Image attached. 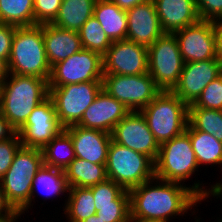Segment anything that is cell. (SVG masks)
I'll list each match as a JSON object with an SVG mask.
<instances>
[{
  "mask_svg": "<svg viewBox=\"0 0 222 222\" xmlns=\"http://www.w3.org/2000/svg\"><path fill=\"white\" fill-rule=\"evenodd\" d=\"M106 173L109 180L130 190L155 177L154 162L148 156L111 140Z\"/></svg>",
  "mask_w": 222,
  "mask_h": 222,
  "instance_id": "cell-6",
  "label": "cell"
},
{
  "mask_svg": "<svg viewBox=\"0 0 222 222\" xmlns=\"http://www.w3.org/2000/svg\"><path fill=\"white\" fill-rule=\"evenodd\" d=\"M17 134L16 129L10 122L0 114V141H4L14 137Z\"/></svg>",
  "mask_w": 222,
  "mask_h": 222,
  "instance_id": "cell-39",
  "label": "cell"
},
{
  "mask_svg": "<svg viewBox=\"0 0 222 222\" xmlns=\"http://www.w3.org/2000/svg\"><path fill=\"white\" fill-rule=\"evenodd\" d=\"M13 210L14 208L8 203L0 185V217L10 214Z\"/></svg>",
  "mask_w": 222,
  "mask_h": 222,
  "instance_id": "cell-41",
  "label": "cell"
},
{
  "mask_svg": "<svg viewBox=\"0 0 222 222\" xmlns=\"http://www.w3.org/2000/svg\"><path fill=\"white\" fill-rule=\"evenodd\" d=\"M96 1L62 0L58 15L51 24L78 32L81 26L93 16Z\"/></svg>",
  "mask_w": 222,
  "mask_h": 222,
  "instance_id": "cell-24",
  "label": "cell"
},
{
  "mask_svg": "<svg viewBox=\"0 0 222 222\" xmlns=\"http://www.w3.org/2000/svg\"><path fill=\"white\" fill-rule=\"evenodd\" d=\"M174 35L184 63L217 59L215 22L199 20Z\"/></svg>",
  "mask_w": 222,
  "mask_h": 222,
  "instance_id": "cell-13",
  "label": "cell"
},
{
  "mask_svg": "<svg viewBox=\"0 0 222 222\" xmlns=\"http://www.w3.org/2000/svg\"><path fill=\"white\" fill-rule=\"evenodd\" d=\"M67 197L63 214L67 215L68 222H82L96 214L94 196L89 188H68Z\"/></svg>",
  "mask_w": 222,
  "mask_h": 222,
  "instance_id": "cell-27",
  "label": "cell"
},
{
  "mask_svg": "<svg viewBox=\"0 0 222 222\" xmlns=\"http://www.w3.org/2000/svg\"><path fill=\"white\" fill-rule=\"evenodd\" d=\"M93 17L98 20L107 37L113 41L127 38V13L110 0H97Z\"/></svg>",
  "mask_w": 222,
  "mask_h": 222,
  "instance_id": "cell-22",
  "label": "cell"
},
{
  "mask_svg": "<svg viewBox=\"0 0 222 222\" xmlns=\"http://www.w3.org/2000/svg\"><path fill=\"white\" fill-rule=\"evenodd\" d=\"M216 58L222 65V21L215 22Z\"/></svg>",
  "mask_w": 222,
  "mask_h": 222,
  "instance_id": "cell-40",
  "label": "cell"
},
{
  "mask_svg": "<svg viewBox=\"0 0 222 222\" xmlns=\"http://www.w3.org/2000/svg\"><path fill=\"white\" fill-rule=\"evenodd\" d=\"M188 108L222 110V74L210 82L196 102Z\"/></svg>",
  "mask_w": 222,
  "mask_h": 222,
  "instance_id": "cell-33",
  "label": "cell"
},
{
  "mask_svg": "<svg viewBox=\"0 0 222 222\" xmlns=\"http://www.w3.org/2000/svg\"><path fill=\"white\" fill-rule=\"evenodd\" d=\"M71 136L75 157L91 163L106 164L111 134L98 129L72 125L64 128Z\"/></svg>",
  "mask_w": 222,
  "mask_h": 222,
  "instance_id": "cell-19",
  "label": "cell"
},
{
  "mask_svg": "<svg viewBox=\"0 0 222 222\" xmlns=\"http://www.w3.org/2000/svg\"><path fill=\"white\" fill-rule=\"evenodd\" d=\"M0 23L33 26L34 0H0Z\"/></svg>",
  "mask_w": 222,
  "mask_h": 222,
  "instance_id": "cell-29",
  "label": "cell"
},
{
  "mask_svg": "<svg viewBox=\"0 0 222 222\" xmlns=\"http://www.w3.org/2000/svg\"><path fill=\"white\" fill-rule=\"evenodd\" d=\"M64 176L69 188H88L108 179L106 164L91 163L81 158H75L65 168Z\"/></svg>",
  "mask_w": 222,
  "mask_h": 222,
  "instance_id": "cell-23",
  "label": "cell"
},
{
  "mask_svg": "<svg viewBox=\"0 0 222 222\" xmlns=\"http://www.w3.org/2000/svg\"><path fill=\"white\" fill-rule=\"evenodd\" d=\"M148 73L160 90L172 91L178 84L184 61L174 33H163L148 48Z\"/></svg>",
  "mask_w": 222,
  "mask_h": 222,
  "instance_id": "cell-8",
  "label": "cell"
},
{
  "mask_svg": "<svg viewBox=\"0 0 222 222\" xmlns=\"http://www.w3.org/2000/svg\"><path fill=\"white\" fill-rule=\"evenodd\" d=\"M7 64L9 73L49 80L51 66L45 50L43 24L16 27Z\"/></svg>",
  "mask_w": 222,
  "mask_h": 222,
  "instance_id": "cell-3",
  "label": "cell"
},
{
  "mask_svg": "<svg viewBox=\"0 0 222 222\" xmlns=\"http://www.w3.org/2000/svg\"><path fill=\"white\" fill-rule=\"evenodd\" d=\"M44 166L43 154L39 148L21 146L13 162L0 180L8 203L15 210L29 212L33 178Z\"/></svg>",
  "mask_w": 222,
  "mask_h": 222,
  "instance_id": "cell-4",
  "label": "cell"
},
{
  "mask_svg": "<svg viewBox=\"0 0 222 222\" xmlns=\"http://www.w3.org/2000/svg\"><path fill=\"white\" fill-rule=\"evenodd\" d=\"M111 138L116 143L148 156L153 162L157 158L160 145L140 111H130L114 127Z\"/></svg>",
  "mask_w": 222,
  "mask_h": 222,
  "instance_id": "cell-14",
  "label": "cell"
},
{
  "mask_svg": "<svg viewBox=\"0 0 222 222\" xmlns=\"http://www.w3.org/2000/svg\"><path fill=\"white\" fill-rule=\"evenodd\" d=\"M43 164L50 168L65 170L76 158L71 136L63 129L42 149Z\"/></svg>",
  "mask_w": 222,
  "mask_h": 222,
  "instance_id": "cell-26",
  "label": "cell"
},
{
  "mask_svg": "<svg viewBox=\"0 0 222 222\" xmlns=\"http://www.w3.org/2000/svg\"><path fill=\"white\" fill-rule=\"evenodd\" d=\"M221 74L222 65L217 59L184 63L179 82L172 92L190 106L204 88Z\"/></svg>",
  "mask_w": 222,
  "mask_h": 222,
  "instance_id": "cell-16",
  "label": "cell"
},
{
  "mask_svg": "<svg viewBox=\"0 0 222 222\" xmlns=\"http://www.w3.org/2000/svg\"><path fill=\"white\" fill-rule=\"evenodd\" d=\"M102 61L103 74H145L148 73V48L128 39L113 41Z\"/></svg>",
  "mask_w": 222,
  "mask_h": 222,
  "instance_id": "cell-15",
  "label": "cell"
},
{
  "mask_svg": "<svg viewBox=\"0 0 222 222\" xmlns=\"http://www.w3.org/2000/svg\"><path fill=\"white\" fill-rule=\"evenodd\" d=\"M188 125L222 141V110L188 108Z\"/></svg>",
  "mask_w": 222,
  "mask_h": 222,
  "instance_id": "cell-30",
  "label": "cell"
},
{
  "mask_svg": "<svg viewBox=\"0 0 222 222\" xmlns=\"http://www.w3.org/2000/svg\"><path fill=\"white\" fill-rule=\"evenodd\" d=\"M48 96L46 79L9 73L0 86V114L18 131Z\"/></svg>",
  "mask_w": 222,
  "mask_h": 222,
  "instance_id": "cell-2",
  "label": "cell"
},
{
  "mask_svg": "<svg viewBox=\"0 0 222 222\" xmlns=\"http://www.w3.org/2000/svg\"><path fill=\"white\" fill-rule=\"evenodd\" d=\"M94 196L95 208L106 205H130L129 190L107 179L102 183L88 187Z\"/></svg>",
  "mask_w": 222,
  "mask_h": 222,
  "instance_id": "cell-31",
  "label": "cell"
},
{
  "mask_svg": "<svg viewBox=\"0 0 222 222\" xmlns=\"http://www.w3.org/2000/svg\"><path fill=\"white\" fill-rule=\"evenodd\" d=\"M197 168L199 165L186 131L160 144L154 162L155 178L183 184L198 171Z\"/></svg>",
  "mask_w": 222,
  "mask_h": 222,
  "instance_id": "cell-7",
  "label": "cell"
},
{
  "mask_svg": "<svg viewBox=\"0 0 222 222\" xmlns=\"http://www.w3.org/2000/svg\"><path fill=\"white\" fill-rule=\"evenodd\" d=\"M102 89V82H81L49 87V96L54 102L60 125L63 128L76 125Z\"/></svg>",
  "mask_w": 222,
  "mask_h": 222,
  "instance_id": "cell-9",
  "label": "cell"
},
{
  "mask_svg": "<svg viewBox=\"0 0 222 222\" xmlns=\"http://www.w3.org/2000/svg\"><path fill=\"white\" fill-rule=\"evenodd\" d=\"M21 146L18 133L10 139L0 141V180L10 168L15 154Z\"/></svg>",
  "mask_w": 222,
  "mask_h": 222,
  "instance_id": "cell-35",
  "label": "cell"
},
{
  "mask_svg": "<svg viewBox=\"0 0 222 222\" xmlns=\"http://www.w3.org/2000/svg\"><path fill=\"white\" fill-rule=\"evenodd\" d=\"M25 214V212L23 210H13L10 214L5 215V216H1L0 217V222H16L18 221L17 219L22 215Z\"/></svg>",
  "mask_w": 222,
  "mask_h": 222,
  "instance_id": "cell-43",
  "label": "cell"
},
{
  "mask_svg": "<svg viewBox=\"0 0 222 222\" xmlns=\"http://www.w3.org/2000/svg\"><path fill=\"white\" fill-rule=\"evenodd\" d=\"M200 20L222 21V0H195Z\"/></svg>",
  "mask_w": 222,
  "mask_h": 222,
  "instance_id": "cell-37",
  "label": "cell"
},
{
  "mask_svg": "<svg viewBox=\"0 0 222 222\" xmlns=\"http://www.w3.org/2000/svg\"><path fill=\"white\" fill-rule=\"evenodd\" d=\"M127 13V38L149 48L164 32L153 0L138 4Z\"/></svg>",
  "mask_w": 222,
  "mask_h": 222,
  "instance_id": "cell-18",
  "label": "cell"
},
{
  "mask_svg": "<svg viewBox=\"0 0 222 222\" xmlns=\"http://www.w3.org/2000/svg\"><path fill=\"white\" fill-rule=\"evenodd\" d=\"M68 185L64 176V170L43 166L33 178L31 190V203L34 201L35 193L46 194L45 198H50L68 192ZM39 189V190H38ZM63 193V194H62Z\"/></svg>",
  "mask_w": 222,
  "mask_h": 222,
  "instance_id": "cell-28",
  "label": "cell"
},
{
  "mask_svg": "<svg viewBox=\"0 0 222 222\" xmlns=\"http://www.w3.org/2000/svg\"><path fill=\"white\" fill-rule=\"evenodd\" d=\"M82 222H105L99 218L96 214L90 216L89 218L83 220Z\"/></svg>",
  "mask_w": 222,
  "mask_h": 222,
  "instance_id": "cell-45",
  "label": "cell"
},
{
  "mask_svg": "<svg viewBox=\"0 0 222 222\" xmlns=\"http://www.w3.org/2000/svg\"><path fill=\"white\" fill-rule=\"evenodd\" d=\"M96 215L105 222H128L130 205L97 206Z\"/></svg>",
  "mask_w": 222,
  "mask_h": 222,
  "instance_id": "cell-36",
  "label": "cell"
},
{
  "mask_svg": "<svg viewBox=\"0 0 222 222\" xmlns=\"http://www.w3.org/2000/svg\"><path fill=\"white\" fill-rule=\"evenodd\" d=\"M129 112L130 110L123 103L102 89L76 125L111 134L114 127Z\"/></svg>",
  "mask_w": 222,
  "mask_h": 222,
  "instance_id": "cell-17",
  "label": "cell"
},
{
  "mask_svg": "<svg viewBox=\"0 0 222 222\" xmlns=\"http://www.w3.org/2000/svg\"><path fill=\"white\" fill-rule=\"evenodd\" d=\"M103 89L130 111L144 109L161 91L149 73L140 75L103 74Z\"/></svg>",
  "mask_w": 222,
  "mask_h": 222,
  "instance_id": "cell-10",
  "label": "cell"
},
{
  "mask_svg": "<svg viewBox=\"0 0 222 222\" xmlns=\"http://www.w3.org/2000/svg\"><path fill=\"white\" fill-rule=\"evenodd\" d=\"M140 112L159 145L182 134L188 124V105L172 91L161 90Z\"/></svg>",
  "mask_w": 222,
  "mask_h": 222,
  "instance_id": "cell-5",
  "label": "cell"
},
{
  "mask_svg": "<svg viewBox=\"0 0 222 222\" xmlns=\"http://www.w3.org/2000/svg\"><path fill=\"white\" fill-rule=\"evenodd\" d=\"M63 129L56 116L54 102L48 96L32 111L17 133L22 146L42 149Z\"/></svg>",
  "mask_w": 222,
  "mask_h": 222,
  "instance_id": "cell-12",
  "label": "cell"
},
{
  "mask_svg": "<svg viewBox=\"0 0 222 222\" xmlns=\"http://www.w3.org/2000/svg\"><path fill=\"white\" fill-rule=\"evenodd\" d=\"M128 222H161V221L149 220V219H143V218H129Z\"/></svg>",
  "mask_w": 222,
  "mask_h": 222,
  "instance_id": "cell-46",
  "label": "cell"
},
{
  "mask_svg": "<svg viewBox=\"0 0 222 222\" xmlns=\"http://www.w3.org/2000/svg\"><path fill=\"white\" fill-rule=\"evenodd\" d=\"M61 4L62 0H34V25L52 23Z\"/></svg>",
  "mask_w": 222,
  "mask_h": 222,
  "instance_id": "cell-34",
  "label": "cell"
},
{
  "mask_svg": "<svg viewBox=\"0 0 222 222\" xmlns=\"http://www.w3.org/2000/svg\"><path fill=\"white\" fill-rule=\"evenodd\" d=\"M216 184L218 185V187H217V192H216L215 197L218 199V197L221 196L220 198L222 199V183L216 182Z\"/></svg>",
  "mask_w": 222,
  "mask_h": 222,
  "instance_id": "cell-47",
  "label": "cell"
},
{
  "mask_svg": "<svg viewBox=\"0 0 222 222\" xmlns=\"http://www.w3.org/2000/svg\"><path fill=\"white\" fill-rule=\"evenodd\" d=\"M102 80V56L97 52L82 49L51 67L48 87L81 82H102Z\"/></svg>",
  "mask_w": 222,
  "mask_h": 222,
  "instance_id": "cell-11",
  "label": "cell"
},
{
  "mask_svg": "<svg viewBox=\"0 0 222 222\" xmlns=\"http://www.w3.org/2000/svg\"><path fill=\"white\" fill-rule=\"evenodd\" d=\"M16 26L0 23V58L8 61Z\"/></svg>",
  "mask_w": 222,
  "mask_h": 222,
  "instance_id": "cell-38",
  "label": "cell"
},
{
  "mask_svg": "<svg viewBox=\"0 0 222 222\" xmlns=\"http://www.w3.org/2000/svg\"><path fill=\"white\" fill-rule=\"evenodd\" d=\"M164 33H174L200 20L195 0H153Z\"/></svg>",
  "mask_w": 222,
  "mask_h": 222,
  "instance_id": "cell-20",
  "label": "cell"
},
{
  "mask_svg": "<svg viewBox=\"0 0 222 222\" xmlns=\"http://www.w3.org/2000/svg\"><path fill=\"white\" fill-rule=\"evenodd\" d=\"M43 38L51 67L83 49L77 31L62 29L51 23L43 24Z\"/></svg>",
  "mask_w": 222,
  "mask_h": 222,
  "instance_id": "cell-21",
  "label": "cell"
},
{
  "mask_svg": "<svg viewBox=\"0 0 222 222\" xmlns=\"http://www.w3.org/2000/svg\"><path fill=\"white\" fill-rule=\"evenodd\" d=\"M217 187V184H213L211 189H204L200 182H194L191 187H186L178 182L164 181L154 177L129 190V218L170 222V217L183 216L196 207V204H201V201L211 196L215 198Z\"/></svg>",
  "mask_w": 222,
  "mask_h": 222,
  "instance_id": "cell-1",
  "label": "cell"
},
{
  "mask_svg": "<svg viewBox=\"0 0 222 222\" xmlns=\"http://www.w3.org/2000/svg\"><path fill=\"white\" fill-rule=\"evenodd\" d=\"M9 75L8 64L4 59L0 58V86Z\"/></svg>",
  "mask_w": 222,
  "mask_h": 222,
  "instance_id": "cell-44",
  "label": "cell"
},
{
  "mask_svg": "<svg viewBox=\"0 0 222 222\" xmlns=\"http://www.w3.org/2000/svg\"><path fill=\"white\" fill-rule=\"evenodd\" d=\"M83 49L103 56L112 44L97 19L90 17L78 31Z\"/></svg>",
  "mask_w": 222,
  "mask_h": 222,
  "instance_id": "cell-32",
  "label": "cell"
},
{
  "mask_svg": "<svg viewBox=\"0 0 222 222\" xmlns=\"http://www.w3.org/2000/svg\"><path fill=\"white\" fill-rule=\"evenodd\" d=\"M185 131L189 134L192 148L199 167L204 165H222V141L213 135L192 129L188 124Z\"/></svg>",
  "mask_w": 222,
  "mask_h": 222,
  "instance_id": "cell-25",
  "label": "cell"
},
{
  "mask_svg": "<svg viewBox=\"0 0 222 222\" xmlns=\"http://www.w3.org/2000/svg\"><path fill=\"white\" fill-rule=\"evenodd\" d=\"M123 10H128L134 6L148 2L150 0H110Z\"/></svg>",
  "mask_w": 222,
  "mask_h": 222,
  "instance_id": "cell-42",
  "label": "cell"
}]
</instances>
